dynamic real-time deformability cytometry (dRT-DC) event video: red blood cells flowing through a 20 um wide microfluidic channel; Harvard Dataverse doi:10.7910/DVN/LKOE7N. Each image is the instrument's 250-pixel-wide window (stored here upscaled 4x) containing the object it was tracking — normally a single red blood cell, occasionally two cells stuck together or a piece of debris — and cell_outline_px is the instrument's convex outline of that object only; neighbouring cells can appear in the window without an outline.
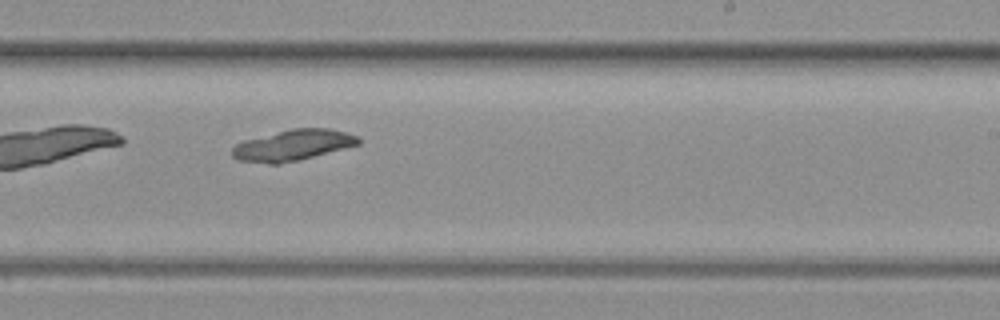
{"species": "common noctule bat (a hibernating species)", "species_latin": "Nyctalus noctula", "temperature_condition": "warm", "stored_images_in_passage": 52, "camera_frame_rate_fps": 3000, "um_per_image_px": 0.085, "animal": {"sex": "female", "body_mass_g": 19.3, "forearm_length_mm": 54.1}, "frame": {"image": 1, "passage_image": 23, "time_ms": 7.333, "image_size_px": [1000, 320], "cell_outline_px": [[360, 144], [300, 160], [280, 164], [268, 164], [240, 160], [232, 156], [232, 148], [236, 144], [244, 140], [292, 128], [328, 128], [344, 132], [356, 136], [360, 140]], "centroid_in_image_um": [24.88, 12.35], "position_along_channel_um": 264.1, "area_um2": 22.6}}